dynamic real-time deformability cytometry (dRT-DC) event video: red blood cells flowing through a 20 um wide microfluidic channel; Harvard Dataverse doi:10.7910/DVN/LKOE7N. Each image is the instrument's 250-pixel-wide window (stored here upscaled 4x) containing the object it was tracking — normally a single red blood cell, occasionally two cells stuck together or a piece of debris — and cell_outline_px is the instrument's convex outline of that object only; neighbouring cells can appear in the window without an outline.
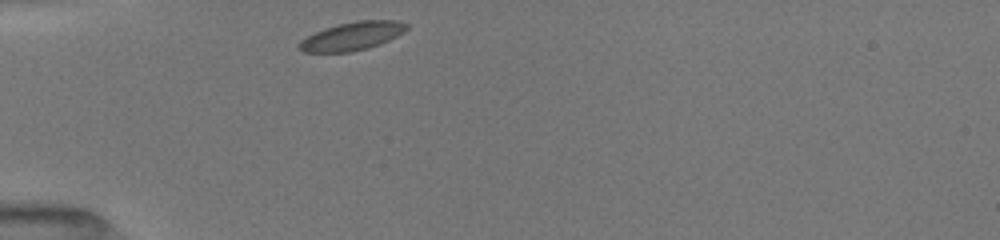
{"species": "common noctule bat (a hibernating species)", "species_latin": "Nyctalus noctula", "temperature_condition": "room temperature", "stored_images_in_passage": 21, "camera_frame_rate_fps": 3000, "um_per_image_px": 0.085, "animal": {"sex": "female", "body_mass_g": 19.5, "forearm_length_mm": 54.1}, "frame": {"image": 1, "passage_image": 1, "time_ms": 0.0, "image_size_px": [1000, 240], "cell_outline_px": [[408, 28], [404, 32], [380, 44], [348, 52], [304, 52], [300, 48], [300, 40], [324, 28], [356, 20], [396, 20], [408, 24]], "centroid_in_image_um": [29.97, 3.05], "position_along_channel_um": 55.0, "area_um2": 17.4}}
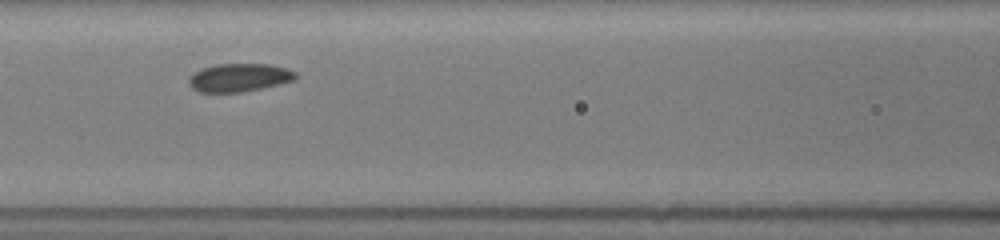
{"frame": {"image": 2, "passage_image": 13, "time_ms": 2.667, "image_size_px": [1000, 240], "cell_outline_px": [[300, 76], [296, 80], [280, 84], [240, 92], [200, 92], [192, 88], [188, 84], [188, 80], [200, 68], [216, 64], [268, 64], [288, 68], [296, 72]], "centroid_in_image_um": [20.38, 6.58], "position_along_channel_um": 146.2, "area_um2": 17.63}}
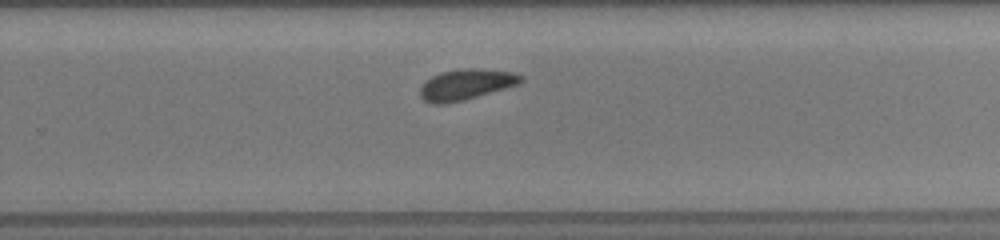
{"frame": {"image": 3, "passage_image": 20, "time_ms": 6.333, "image_size_px": [1000, 240], "cell_outline_px": [[524, 80], [520, 84], [464, 100], [444, 104], [432, 104], [424, 100], [420, 96], [420, 88], [432, 76], [440, 72], [464, 68], [476, 68], [512, 72], [524, 76]], "centroid_in_image_um": [39.64, 7.18], "position_along_channel_um": 290.2, "area_um2": 18.03}}